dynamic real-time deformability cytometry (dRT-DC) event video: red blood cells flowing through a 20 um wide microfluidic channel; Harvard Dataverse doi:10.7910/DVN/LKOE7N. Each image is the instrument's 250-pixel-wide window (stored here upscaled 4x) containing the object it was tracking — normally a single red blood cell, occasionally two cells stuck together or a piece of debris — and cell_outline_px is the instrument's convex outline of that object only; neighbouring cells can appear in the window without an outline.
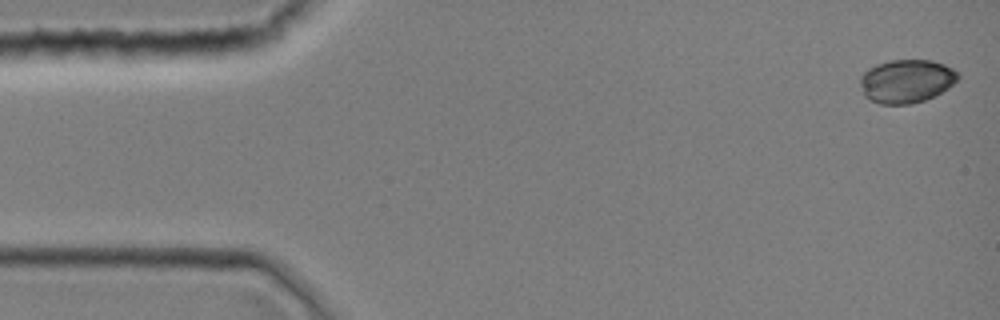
{"species": "common noctule bat (a hibernating species)", "species_latin": "Nyctalus noctula", "temperature_condition": "room temperature", "stored_images_in_passage": 43, "camera_frame_rate_fps": 3000, "um_per_image_px": 0.085, "animal": {"sex": "female", "body_mass_g": 19.0, "forearm_length_mm": 51.5}, "frame": {"image": 1, "passage_image": 1, "time_ms": 0.0, "image_size_px": [1000, 320], "cell_outline_px": [[960, 76], [948, 88], [924, 100], [908, 104], [880, 104], [864, 96], [860, 84], [860, 76], [868, 68], [876, 64], [892, 60], [932, 60], [944, 64], [960, 72]], "centroid_in_image_um": [77.04, 6.88], "position_along_channel_um": 8.0, "area_um2": 24.68}}
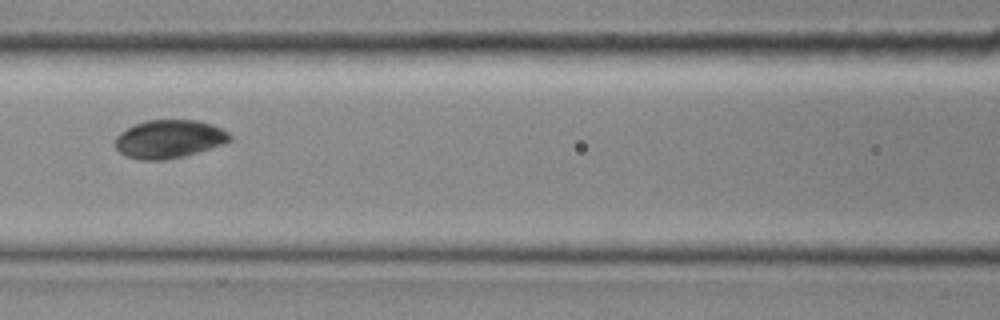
{"frame": {"image": 2, "passage_image": 19, "time_ms": 6.0, "image_size_px": [1000, 320], "cell_outline_px": [[232, 140], [224, 144], [184, 156], [164, 160], [140, 160], [124, 156], [112, 144], [116, 136], [120, 132], [144, 120], [200, 120], [212, 124], [228, 132], [232, 136]], "centroid_in_image_um": [14.36, 11.82], "position_along_channel_um": 152.2, "area_um2": 25.84}}
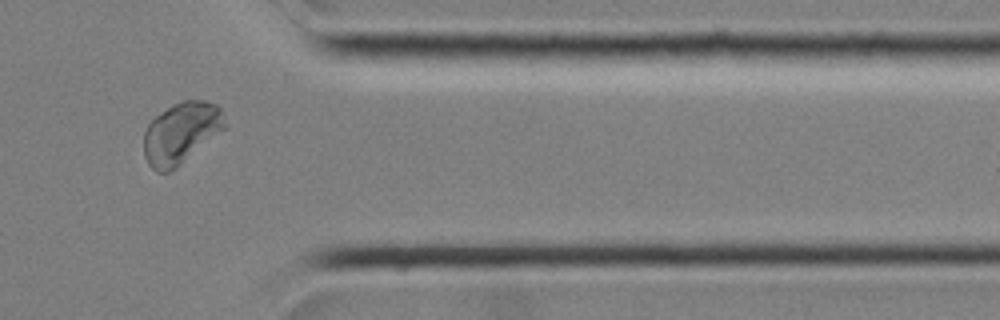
{"frame": {"image": 3, "passage_image": 36, "time_ms": 11.667, "image_size_px": [1000, 320], "cell_outline_px": [[224, 128], [176, 168], [168, 172], [156, 172], [148, 164], [144, 156], [144, 132], [148, 124], [156, 116], [172, 104], [180, 100], [204, 100], [216, 104], [220, 108], [224, 124]], "centroid_in_image_um": [15.34, 11.3], "position_along_channel_um": 396.1, "area_um2": 28.55}}